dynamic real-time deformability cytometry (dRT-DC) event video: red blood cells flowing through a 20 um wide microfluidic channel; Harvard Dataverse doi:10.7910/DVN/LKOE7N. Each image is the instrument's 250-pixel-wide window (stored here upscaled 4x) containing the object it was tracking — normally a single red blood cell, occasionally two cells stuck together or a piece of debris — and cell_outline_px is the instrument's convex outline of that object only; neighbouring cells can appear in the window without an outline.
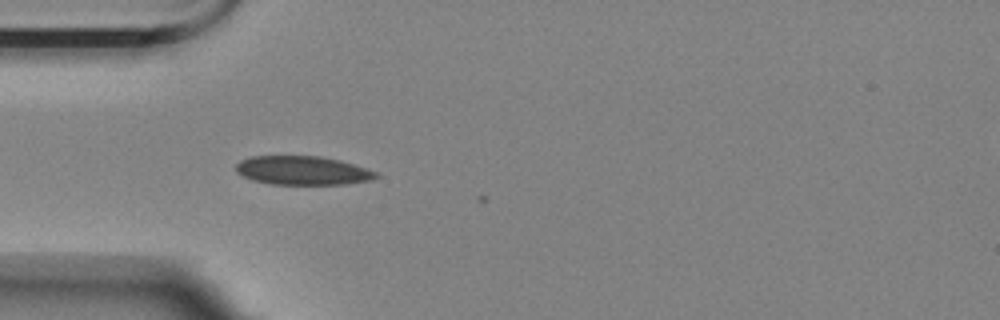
{"species": "Egyptian fruit bat (a non-hibernating species)", "species_latin": "Rousettus aegyptiacus", "temperature_condition": "room temperature", "stored_images_in_passage": 2, "camera_frame_rate_fps": 3000, "um_per_image_px": 0.085, "animal": {"sex": "female"}, "frame": {"image": 1, "passage_image": 1, "time_ms": 0.0, "image_size_px": [1000, 320], "cell_outline_px": [[380, 176], [372, 180], [344, 184], [268, 184], [252, 180], [236, 172], [236, 164], [240, 160], [248, 156], [320, 156], [340, 160], [376, 172]], "centroid_in_image_um": [25.68, 14.49], "position_along_channel_um": 59.3, "area_um2": 23.52}}